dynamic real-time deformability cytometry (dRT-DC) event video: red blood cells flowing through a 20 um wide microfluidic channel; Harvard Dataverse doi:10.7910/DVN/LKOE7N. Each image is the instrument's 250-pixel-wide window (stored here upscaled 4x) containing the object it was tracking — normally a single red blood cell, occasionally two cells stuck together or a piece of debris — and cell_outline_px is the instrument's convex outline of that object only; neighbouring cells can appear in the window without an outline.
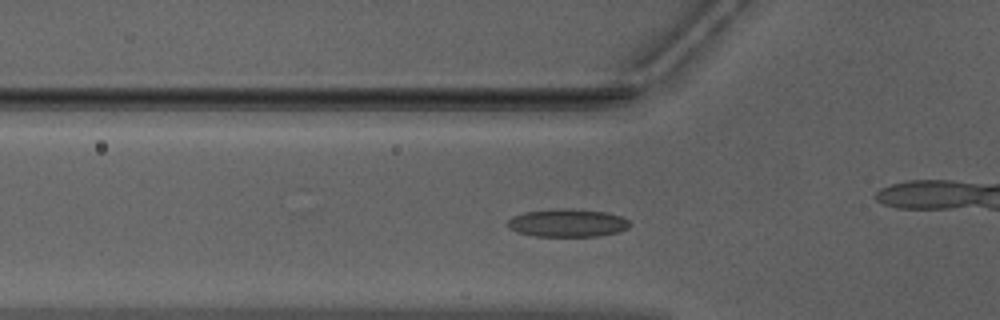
{"species": "Egyptian fruit bat (a non-hibernating species)", "species_latin": "Rousettus aegyptiacus", "temperature_condition": "warm", "stored_images_in_passage": 47, "camera_frame_rate_fps": 3000, "um_per_image_px": 0.085, "animal": {"sex": "male"}, "frame": {"image": 1, "passage_image": 12, "time_ms": 3.667, "image_size_px": [1000, 320], "cell_outline_px": [[632, 224], [628, 228], [620, 232], [600, 236], [532, 236], [516, 232], [508, 228], [508, 220], [512, 216], [524, 212], [560, 208], [564, 208], [608, 212], [620, 216], [628, 220]], "centroid_in_image_um": [48.24, 18.95], "position_along_channel_um": 77.6, "area_um2": 20.11}}
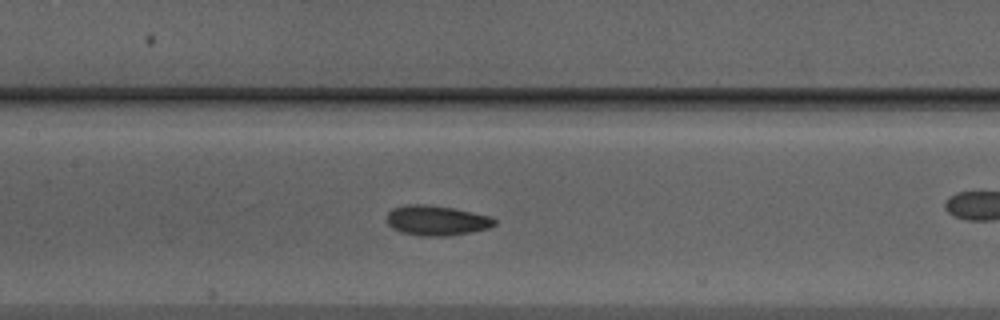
{"frame": {"image": 2, "passage_image": 19, "time_ms": 6.0, "image_size_px": [1000, 320], "cell_outline_px": [[496, 224], [488, 228], [472, 232], [448, 236], [420, 236], [400, 232], [392, 228], [384, 220], [388, 212], [392, 208], [404, 204], [428, 204], [452, 208], [492, 216], [496, 220]], "centroid_in_image_um": [37.07, 18.74], "position_along_channel_um": 170.3, "area_um2": 19.19}}
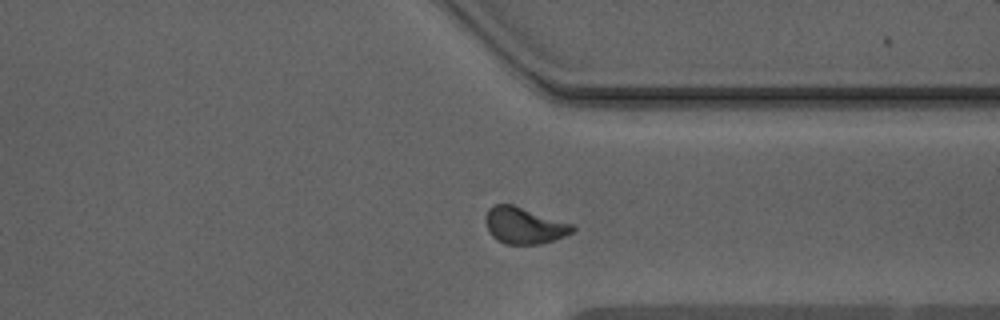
{"frame": {"image": 3, "passage_image": 34, "time_ms": 11.0, "image_size_px": [1000, 320], "cell_outline_px": [[576, 228], [572, 232], [564, 236], [540, 244], [504, 244], [496, 240], [488, 232], [484, 220], [484, 216], [488, 208], [496, 204], [512, 204], [572, 224]], "centroid_in_image_um": [44.49, 19.17], "position_along_channel_um": 366.9, "area_um2": 18.5}, "authors_computed_cell_mechanics": {"area_um2": 18.4382, "velocity_mm_per_s": 3.9451, "shape_relaxation_time_tau1_ms": 3.8801, "shape_relaxation_time_tau2_ms": 2.1972, "deformation_change_tau1": 0.1086, "deformation_change_tau2": 0.0782}}